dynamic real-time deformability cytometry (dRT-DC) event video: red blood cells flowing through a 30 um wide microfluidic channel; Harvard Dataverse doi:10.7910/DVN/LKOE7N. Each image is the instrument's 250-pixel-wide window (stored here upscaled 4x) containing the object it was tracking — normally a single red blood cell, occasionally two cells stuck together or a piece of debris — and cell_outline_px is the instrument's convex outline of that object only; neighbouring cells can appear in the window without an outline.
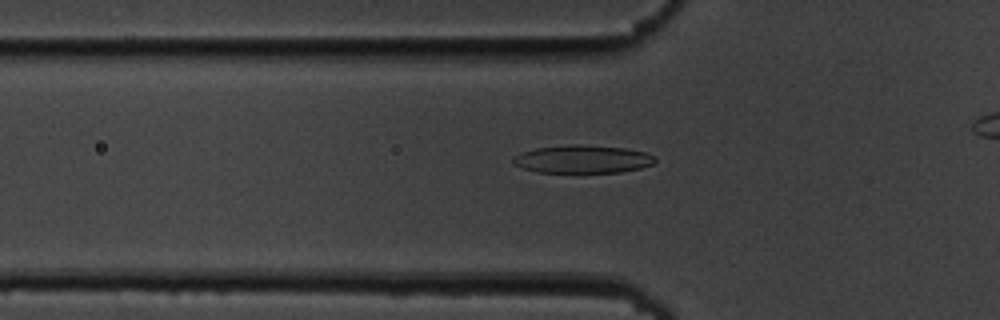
{"species": "common noctule bat (a hibernating species)", "species_latin": "Nyctalus noctula", "temperature_condition": "cold", "stored_images_in_passage": 46, "camera_frame_rate_fps": 3000, "um_per_image_px": 0.085, "animal": {"sex": "male", "body_mass_g": 19.5, "forearm_length_mm": 54.6}, "frame": {"image": 1, "passage_image": 19, "time_ms": 6.0, "image_size_px": [1000, 320], "cell_outline_px": [[656, 160], [652, 164], [640, 168], [620, 172], [536, 172], [512, 164], [512, 160], [516, 156], [524, 152], [536, 148], [568, 144], [580, 144], [624, 148], [644, 152], [656, 156]], "centroid_in_image_um": [49.53, 13.52], "position_along_channel_um": 76.3, "area_um2": 23.0}}
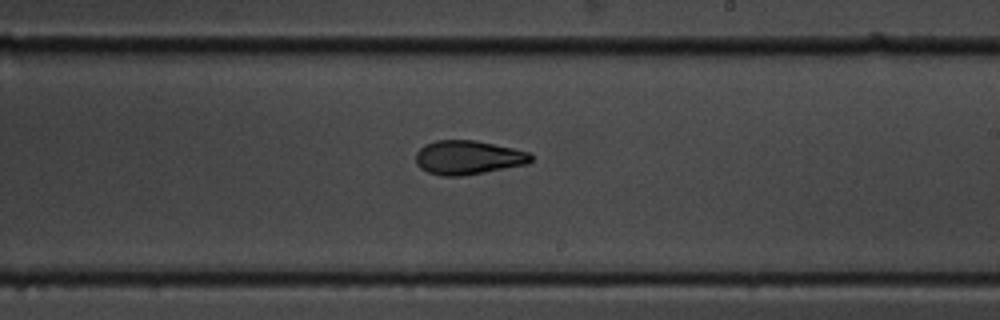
{"frame": {"image": 2, "passage_image": 33, "time_ms": 10.667, "image_size_px": [1000, 320], "cell_outline_px": [[532, 160], [528, 164], [464, 176], [440, 176], [428, 172], [420, 168], [416, 164], [416, 152], [424, 144], [436, 140], [476, 140], [512, 148], [528, 152], [532, 156]], "centroid_in_image_um": [39.76, 13.39], "position_along_channel_um": 249.2, "area_um2": 22.95}}
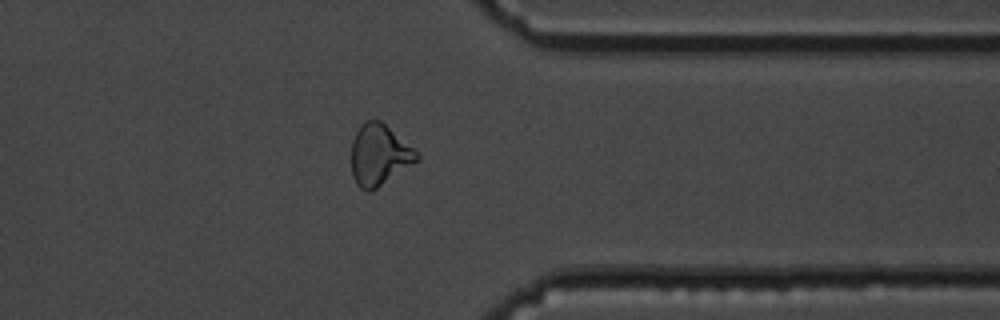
{"frame": {"image": 3, "passage_image": 44, "time_ms": 14.333, "image_size_px": [1000, 320], "cell_outline_px": [[420, 160], [376, 188], [368, 192], [360, 188], [356, 184], [352, 176], [352, 140], [356, 132], [364, 120], [380, 120], [412, 148], [420, 156]], "centroid_in_image_um": [32.21, 13.18], "position_along_channel_um": 379.2, "area_um2": 23.0}}